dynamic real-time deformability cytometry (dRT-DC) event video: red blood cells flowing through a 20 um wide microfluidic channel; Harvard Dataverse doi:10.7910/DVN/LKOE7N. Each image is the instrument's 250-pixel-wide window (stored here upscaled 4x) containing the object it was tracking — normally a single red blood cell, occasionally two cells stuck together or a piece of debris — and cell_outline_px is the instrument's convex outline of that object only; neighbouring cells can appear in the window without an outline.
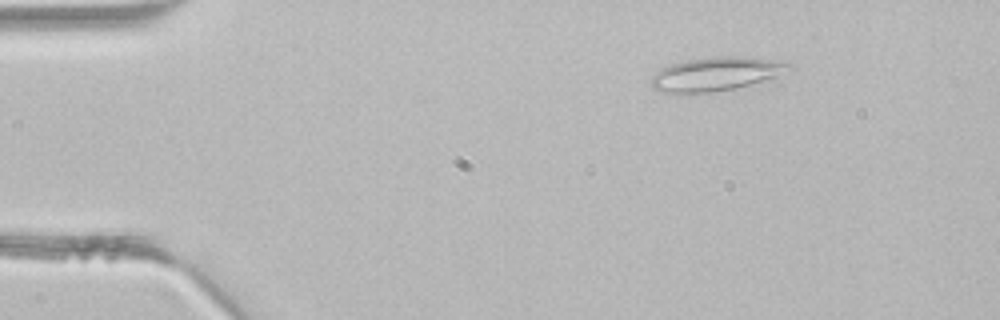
{"species": "common noctule bat (a hibernating species)", "species_latin": "Nyctalus noctula", "temperature_condition": "room temperature", "stored_images_in_passage": 4, "camera_frame_rate_fps": 3000, "um_per_image_px": 0.085, "animal": {"sex": "male", "body_mass_g": 21.5, "forearm_length_mm": 52.0}, "frame": {"image": 1, "passage_image": 2, "time_ms": 0.333, "image_size_px": [1000, 320], "cell_outline_px": [[796, 68], [776, 76], [764, 80], [736, 88], [712, 92], [660, 92], [652, 88], [652, 76], [656, 72], [672, 64], [688, 60], [716, 56], [744, 56], [792, 64]], "centroid_in_image_um": [60.88, 6.28], "position_along_channel_um": 24.1, "area_um2": 26.59}}